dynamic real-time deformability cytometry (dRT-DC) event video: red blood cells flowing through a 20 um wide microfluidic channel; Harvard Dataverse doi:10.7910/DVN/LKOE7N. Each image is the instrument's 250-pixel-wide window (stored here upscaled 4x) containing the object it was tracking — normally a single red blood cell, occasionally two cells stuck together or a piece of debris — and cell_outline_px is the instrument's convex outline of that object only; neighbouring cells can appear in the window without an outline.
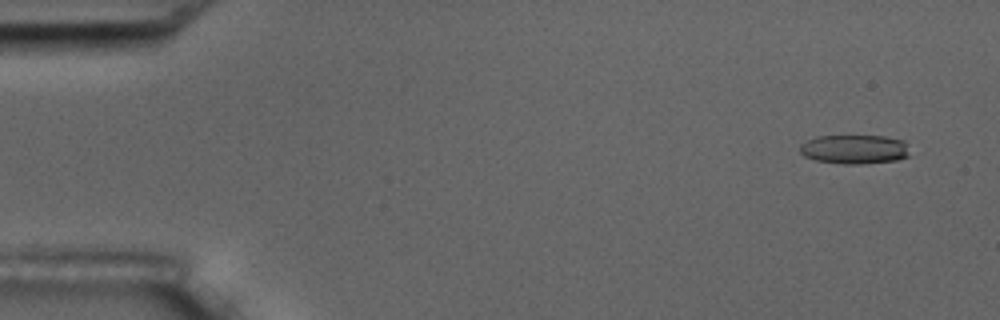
{"species": "common noctule bat (a hibernating species)", "species_latin": "Nyctalus noctula", "temperature_condition": "room temperature", "stored_images_in_passage": 6, "camera_frame_rate_fps": 3000, "um_per_image_px": 0.085, "animal": {"sex": "male", "body_mass_g": 17.5, "forearm_length_mm": 52.3}, "frame": {"image": 1, "passage_image": 1, "time_ms": 0.0, "image_size_px": [1000, 320], "cell_outline_px": [[908, 156], [896, 160], [860, 164], [844, 164], [816, 160], [804, 156], [800, 152], [800, 144], [816, 136], [884, 136], [904, 140]], "centroid_in_image_um": [72.59, 12.68], "position_along_channel_um": 12.4, "area_um2": 18.5}}
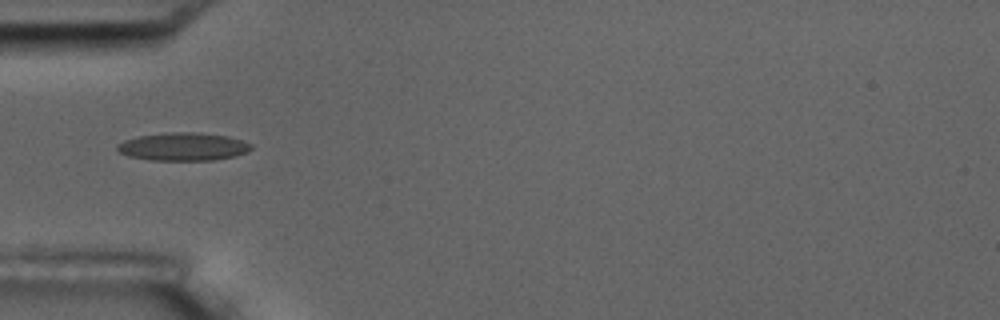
{"frame": {"image": 2, "passage_image": 5, "time_ms": 5.0, "image_size_px": [1000, 320], "cell_outline_px": [[252, 148], [248, 152], [236, 156], [212, 160], [152, 160], [128, 156], [120, 152], [116, 148], [116, 144], [124, 140], [140, 136], [172, 132], [200, 132], [228, 136], [252, 144]], "centroid_in_image_um": [15.59, 12.46], "position_along_channel_um": 69.4, "area_um2": 21.85}}